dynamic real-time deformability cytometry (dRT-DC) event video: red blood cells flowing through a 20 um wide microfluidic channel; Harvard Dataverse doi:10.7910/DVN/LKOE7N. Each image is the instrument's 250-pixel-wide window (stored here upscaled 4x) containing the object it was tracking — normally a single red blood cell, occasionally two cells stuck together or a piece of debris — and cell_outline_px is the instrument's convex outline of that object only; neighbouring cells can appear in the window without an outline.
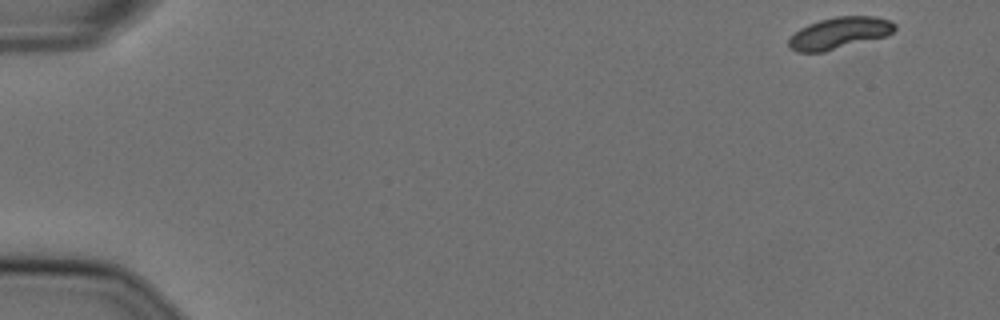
{"species": "Egyptian fruit bat (a non-hibernating species)", "species_latin": "Rousettus aegyptiacus", "temperature_condition": "cold", "stored_images_in_passage": 46, "camera_frame_rate_fps": 3000, "um_per_image_px": 0.085, "animal": {"sex": "female"}, "frame": {"image": 1, "passage_image": 1, "time_ms": 0.0, "image_size_px": [1000, 320], "cell_outline_px": [[896, 28], [888, 36], [824, 52], [796, 52], [788, 48], [788, 40], [800, 28], [808, 24], [820, 20], [836, 16], [876, 16], [892, 20], [896, 24]], "centroid_in_image_um": [71.37, 2.81], "position_along_channel_um": 13.6, "area_um2": 19.83}}
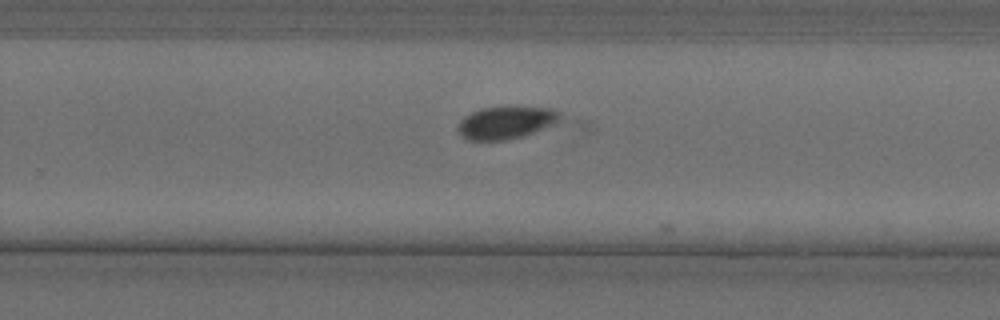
{"frame": {"image": 2, "passage_image": 35, "time_ms": 11.333, "image_size_px": [1000, 320], "cell_outline_px": [[592, 124], [588, 128], [504, 140], [468, 140], [460, 136], [456, 128], [460, 120], [464, 116], [480, 108], [508, 104], [552, 108], [588, 120]], "centroid_in_image_um": [43.92, 10.42], "position_along_channel_um": 285.9, "area_um2": 24.91}}
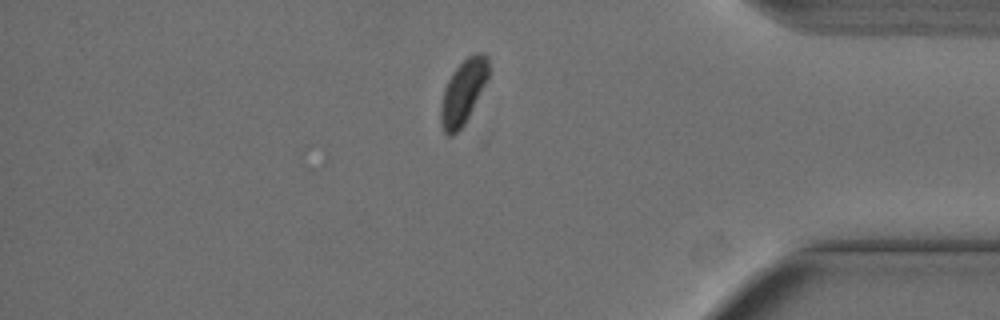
{"frame": {"image": 3, "passage_image": 46, "time_ms": 15.0, "image_size_px": [1000, 320], "cell_outline_px": [[488, 80], [464, 124], [452, 136], [448, 136], [444, 132], [440, 124], [440, 108], [444, 88], [452, 72], [468, 56], [476, 52], [484, 52], [488, 56]], "centroid_in_image_um": [39.37, 7.81], "position_along_channel_um": 395.8, "area_um2": 17.92}}